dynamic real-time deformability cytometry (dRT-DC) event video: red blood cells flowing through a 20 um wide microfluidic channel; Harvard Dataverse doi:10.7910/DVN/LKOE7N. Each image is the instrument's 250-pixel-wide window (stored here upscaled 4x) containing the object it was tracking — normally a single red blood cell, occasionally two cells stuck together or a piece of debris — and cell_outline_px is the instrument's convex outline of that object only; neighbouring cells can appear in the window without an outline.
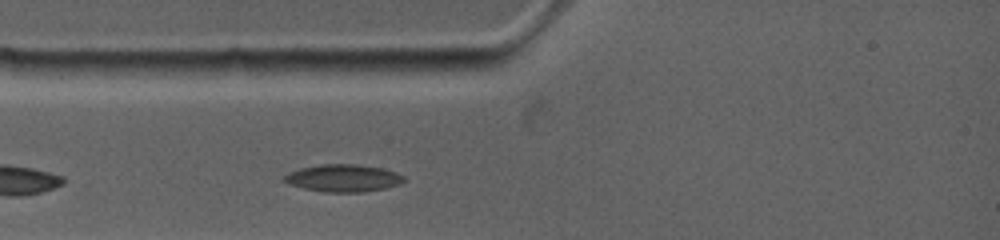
{"species": "common noctule bat (a hibernating species)", "species_latin": "Nyctalus noctula", "temperature_condition": "warm", "stored_images_in_passage": 28, "camera_frame_rate_fps": 4500, "um_per_image_px": 0.085, "animal": {"sex": "female", "body_mass_g": 19.0, "forearm_length_mm": 53.3}, "frame": {"image": 1, "passage_image": 5, "time_ms": 1.556, "image_size_px": [1000, 240], "cell_outline_px": [[408, 180], [400, 184], [384, 188], [364, 192], [324, 192], [304, 188], [288, 184], [280, 180], [280, 176], [288, 172], [300, 168], [320, 164], [356, 164], [384, 168], [396, 172], [404, 176]], "centroid_in_image_um": [29.14, 15.13], "position_along_channel_um": 55.9, "area_um2": 19.48}}
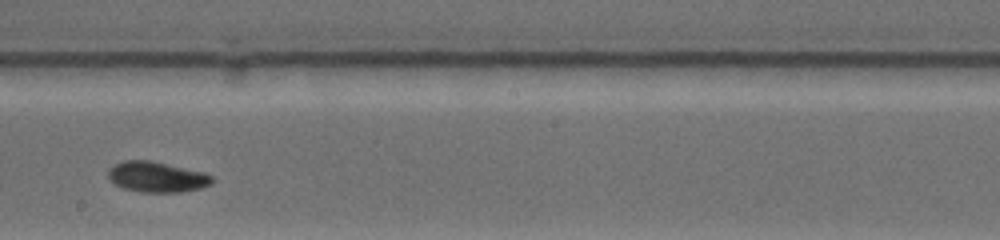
{"frame": {"image": 2, "passage_image": 15, "time_ms": 6.222, "image_size_px": [1000, 240], "cell_outline_px": [[212, 184], [204, 188], [180, 192], [140, 192], [124, 188], [108, 180], [108, 168], [124, 160], [148, 160], [204, 172], [212, 176]], "centroid_in_image_um": [13.33, 15.05], "position_along_channel_um": 234.9, "area_um2": 18.5}}
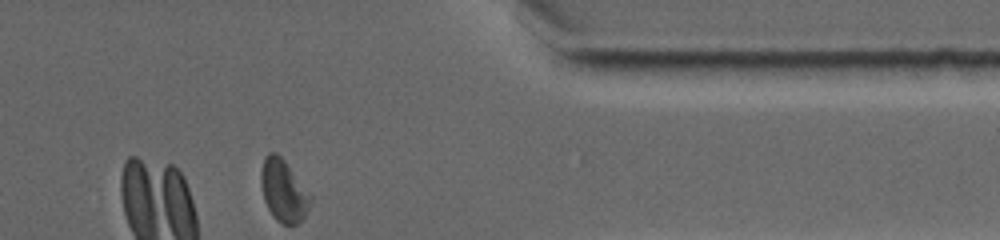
{"frame": {"image": 3, "passage_image": 28, "time_ms": 10.667, "image_size_px": [1000, 240], "cell_outline_px": [[312, 200], [304, 216], [296, 224], [280, 224], [272, 216], [264, 200], [260, 184], [260, 172], [264, 156], [268, 152], [276, 152], [284, 160], [312, 196]], "centroid_in_image_um": [24.07, 16.2], "position_along_channel_um": 387.3, "area_um2": 17.92}, "authors_computed_cell_mechanics": {"area_um2": 18.1203, "velocity_mm_per_s": 3.8276, "shape_relaxation_time_tau1_ms": 7.0965, "shape_relaxation_time_tau2_ms": null, "deformation_change_tau1": 0.1369, "deformation_change_tau2": null}}